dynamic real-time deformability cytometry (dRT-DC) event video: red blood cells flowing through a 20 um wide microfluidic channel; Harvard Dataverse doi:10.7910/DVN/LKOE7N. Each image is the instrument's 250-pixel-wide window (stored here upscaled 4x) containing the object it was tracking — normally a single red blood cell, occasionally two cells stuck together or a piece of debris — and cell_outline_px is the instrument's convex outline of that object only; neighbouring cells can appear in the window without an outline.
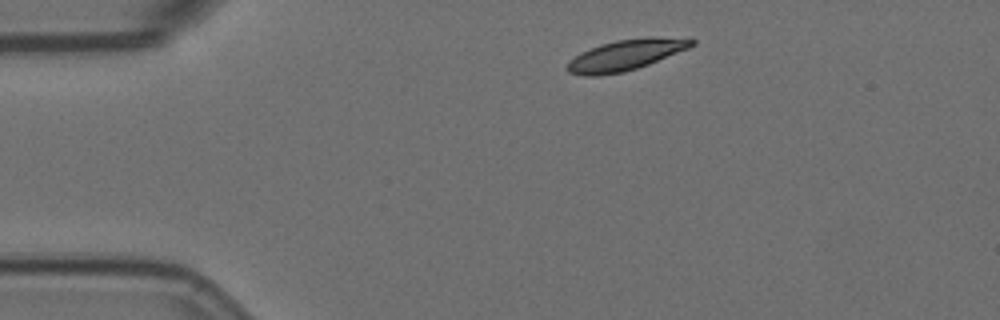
{"species": "Egyptian fruit bat (a non-hibernating species)", "species_latin": "Rousettus aegyptiacus", "temperature_condition": "room temperature", "stored_images_in_passage": 2, "camera_frame_rate_fps": 3000, "um_per_image_px": 0.085, "animal": {"sex": "female"}, "frame": {"image": 1, "passage_image": 1, "time_ms": 0.0, "image_size_px": [1000, 320], "cell_outline_px": [[696, 44], [688, 48], [648, 64], [624, 72], [596, 76], [584, 76], [568, 72], [564, 68], [568, 60], [580, 52], [600, 44], [616, 40], [648, 36], [656, 36], [696, 40]], "centroid_in_image_um": [53.11, 4.67], "position_along_channel_um": 31.9, "area_um2": 22.43}}